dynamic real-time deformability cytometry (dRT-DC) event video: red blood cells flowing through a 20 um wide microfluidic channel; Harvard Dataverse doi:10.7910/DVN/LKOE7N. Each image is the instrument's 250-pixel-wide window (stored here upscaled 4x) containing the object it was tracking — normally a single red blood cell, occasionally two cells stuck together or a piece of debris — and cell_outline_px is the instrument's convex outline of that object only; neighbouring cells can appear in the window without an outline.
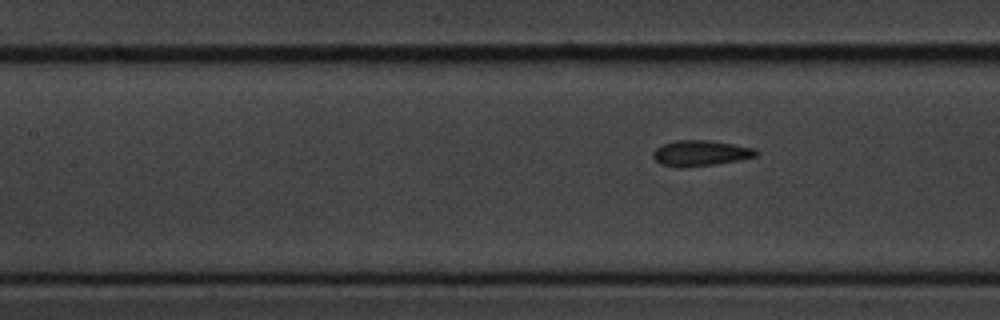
{"species": "common noctule bat (a hibernating species)", "species_latin": "Nyctalus noctula", "temperature_condition": "cold", "stored_images_in_passage": 8, "segment_of_instrument_passage": [2, 2], "camera_frame_rate_fps": 3000, "um_per_image_px": 0.085, "animal": {"sex": "male", "body_mass_g": 20.1, "forearm_length_mm": 53.5}, "frame": {"image": 1, "passage_image": 8, "time_ms": 9.0, "image_size_px": [1000, 320], "cell_outline_px": [[760, 152], [756, 156], [716, 164], [680, 168], [676, 168], [660, 164], [652, 156], [652, 152], [656, 148], [664, 144], [676, 140], [712, 140], [756, 148]], "centroid_in_image_um": [59.54, 13.02], "position_along_channel_um": 147.9, "area_um2": 15.55}}